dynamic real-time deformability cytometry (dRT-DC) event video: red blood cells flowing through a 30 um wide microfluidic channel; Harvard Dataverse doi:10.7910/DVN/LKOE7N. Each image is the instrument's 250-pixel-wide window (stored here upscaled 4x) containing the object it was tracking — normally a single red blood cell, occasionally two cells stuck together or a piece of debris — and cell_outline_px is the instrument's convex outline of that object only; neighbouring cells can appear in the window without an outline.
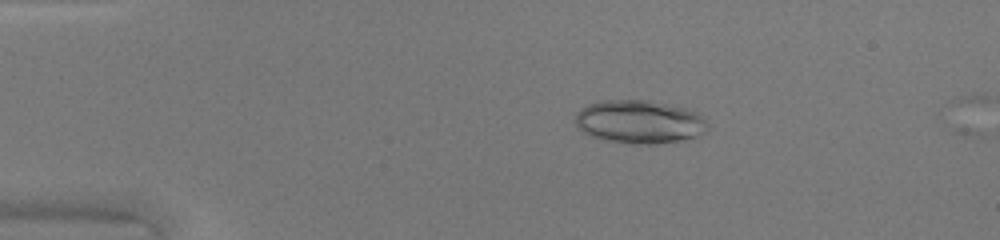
{"species": "common noctule bat (a hibernating species)", "species_latin": "Nyctalus noctula", "temperature_condition": "warm", "stored_images_in_passage": 8, "camera_frame_rate_fps": 3000, "um_per_image_px": 0.085, "animal": {"sex": "female", "body_mass_g": 20.0, "forearm_length_mm": 54.0}, "frame": {"image": 1, "passage_image": 7, "time_ms": 2.0, "image_size_px": [1000, 240], "cell_outline_px": [[708, 128], [700, 136], [680, 140], [656, 144], [628, 144], [604, 140], [592, 136], [584, 132], [576, 124], [576, 112], [580, 108], [588, 104], [600, 100], [652, 100], [688, 108], [704, 116], [708, 124]], "centroid_in_image_um": [54.38, 10.34], "position_along_channel_um": 30.6, "area_um2": 33.87}}